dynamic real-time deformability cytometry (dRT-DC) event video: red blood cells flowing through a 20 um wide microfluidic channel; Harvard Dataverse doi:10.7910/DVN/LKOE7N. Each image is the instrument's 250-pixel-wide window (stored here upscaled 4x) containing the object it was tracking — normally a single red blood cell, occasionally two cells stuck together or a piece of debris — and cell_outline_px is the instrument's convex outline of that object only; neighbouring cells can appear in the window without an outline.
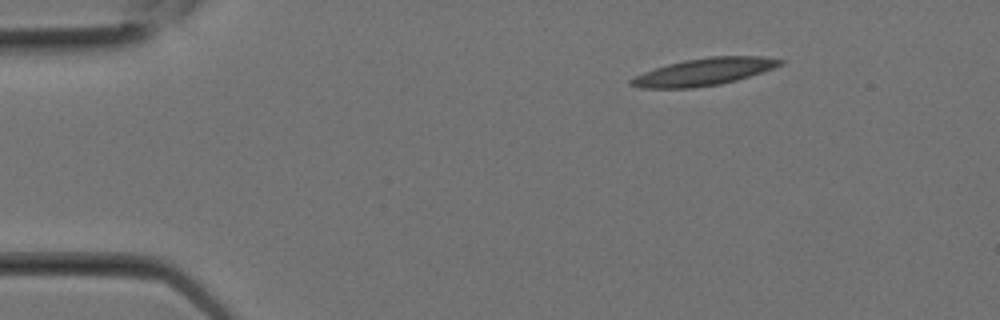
{"species": "Egyptian fruit bat (a non-hibernating species)", "species_latin": "Rousettus aegyptiacus", "temperature_condition": "room temperature", "stored_images_in_passage": 3, "camera_frame_rate_fps": 3000, "um_per_image_px": 0.085, "animal": {"sex": "female"}, "frame": {"image": 1, "passage_image": 3, "time_ms": 0.667, "image_size_px": [1000, 320], "cell_outline_px": [[784, 64], [776, 68], [736, 80], [720, 84], [692, 88], [640, 88], [628, 84], [628, 80], [644, 72], [668, 64], [684, 60], [708, 56], [760, 56], [784, 60]], "centroid_in_image_um": [59.86, 6.1], "position_along_channel_um": 25.1, "area_um2": 23.7}}